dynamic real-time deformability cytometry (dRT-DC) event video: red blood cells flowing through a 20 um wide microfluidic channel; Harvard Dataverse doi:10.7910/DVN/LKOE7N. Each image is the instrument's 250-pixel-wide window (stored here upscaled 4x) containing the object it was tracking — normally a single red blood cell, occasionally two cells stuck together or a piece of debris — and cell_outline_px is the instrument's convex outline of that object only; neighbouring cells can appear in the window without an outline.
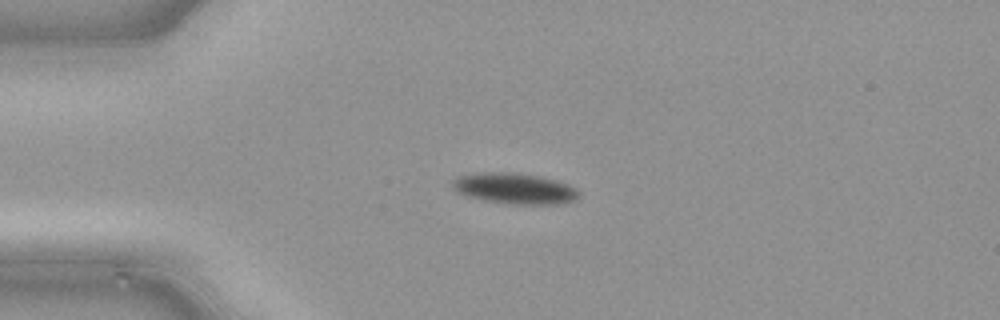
{"species": "common noctule bat (a hibernating species)", "species_latin": "Nyctalus noctula", "temperature_condition": "cold", "stored_images_in_passage": 37, "camera_frame_rate_fps": 3000, "um_per_image_px": 0.085, "animal": {"sex": "male", "body_mass_g": 21.5, "forearm_length_mm": 52.0}, "frame": {"image": 1, "passage_image": 6, "time_ms": 1.667, "image_size_px": [1000, 320], "cell_outline_px": [[580, 196], [576, 200], [560, 204], [508, 204], [484, 200], [468, 196], [456, 192], [452, 188], [452, 180], [456, 176], [480, 172], [508, 172], [540, 176], [556, 180], [568, 184], [576, 188], [580, 192]], "centroid_in_image_um": [43.74, 16.02], "position_along_channel_um": 41.3, "area_um2": 23.0}}
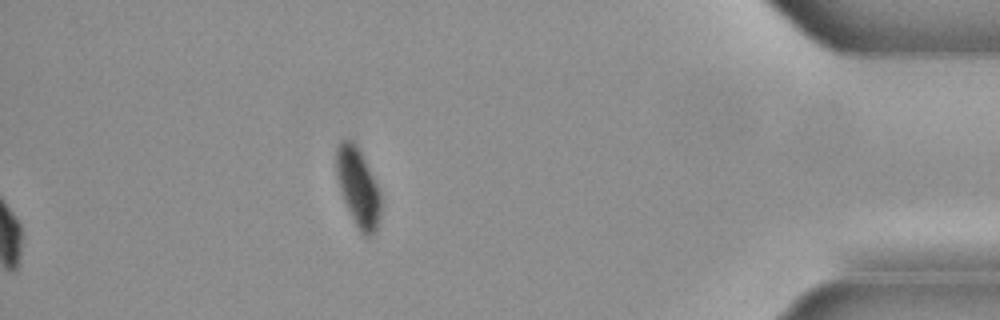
{"frame": {"image": 2, "passage_image": 37, "time_ms": 12.0, "image_size_px": [1000, 320], "cell_outline_px": [[384, 204], [380, 220], [372, 236], [364, 236], [360, 232], [344, 200], [336, 176], [336, 148], [340, 140], [352, 140], [360, 148], [364, 156], [380, 192]], "centroid_in_image_um": [30.47, 15.91], "position_along_channel_um": 404.7, "area_um2": 20.69}}